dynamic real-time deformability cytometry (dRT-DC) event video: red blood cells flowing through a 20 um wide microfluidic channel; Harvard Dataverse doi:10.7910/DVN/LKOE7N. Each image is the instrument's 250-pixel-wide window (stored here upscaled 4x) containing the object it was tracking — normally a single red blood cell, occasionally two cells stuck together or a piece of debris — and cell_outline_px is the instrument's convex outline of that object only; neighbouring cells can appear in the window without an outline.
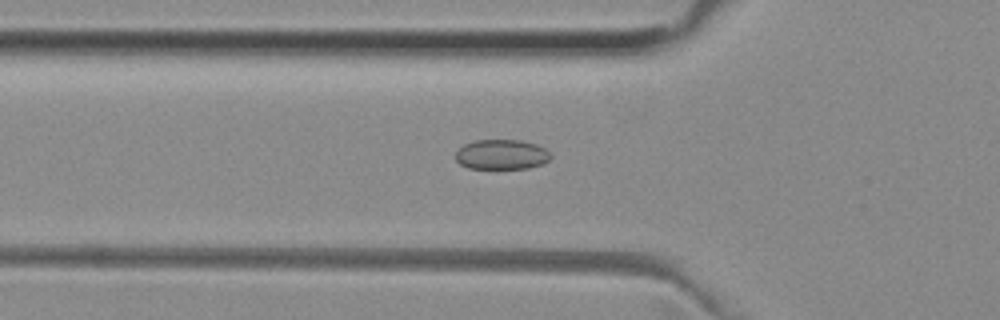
{"species": "common noctule bat (a hibernating species)", "species_latin": "Nyctalus noctula", "temperature_condition": "room temperature", "stored_images_in_passage": 46, "camera_frame_rate_fps": 3000, "um_per_image_px": 0.085, "animal": {"sex": "female", "body_mass_g": 29.2, "forearm_length_mm": 56.3}, "frame": {"image": 1, "passage_image": 17, "time_ms": 5.333, "image_size_px": [1000, 320], "cell_outline_px": [[552, 156], [548, 160], [540, 164], [528, 168], [468, 168], [460, 164], [456, 160], [456, 152], [464, 144], [476, 140], [520, 140], [536, 144], [544, 148]], "centroid_in_image_um": [42.62, 13.13], "position_along_channel_um": 83.2, "area_um2": 16.42}}
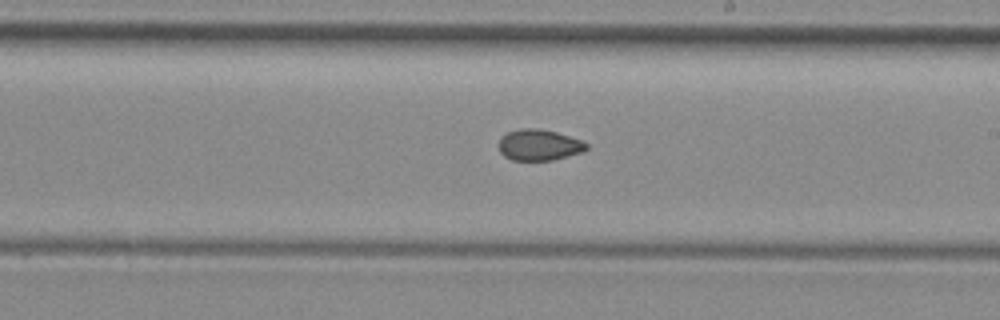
{"frame": {"image": 2, "passage_image": 29, "time_ms": 9.333, "image_size_px": [1000, 320], "cell_outline_px": [[588, 148], [584, 152], [552, 160], [512, 160], [504, 156], [500, 152], [500, 136], [508, 132], [520, 128], [540, 128], [556, 132], [580, 140], [588, 144]], "centroid_in_image_um": [45.82, 12.32], "position_along_channel_um": 243.2, "area_um2": 15.9}}
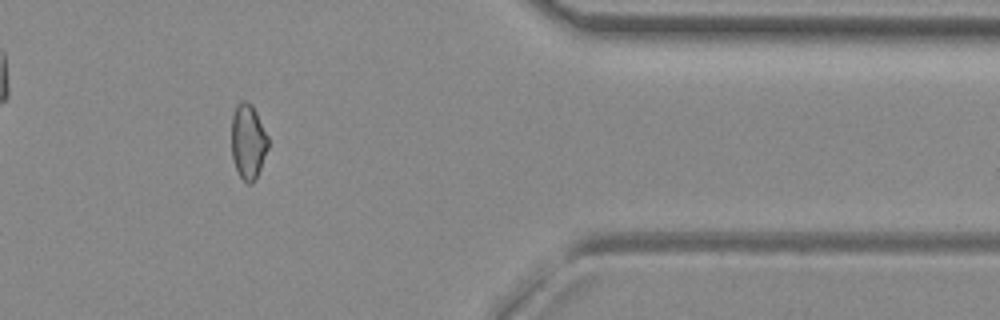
{"frame": {"image": 3, "passage_image": 42, "time_ms": 13.667, "image_size_px": [1000, 320], "cell_outline_px": [[268, 148], [260, 168], [252, 184], [248, 184], [240, 176], [236, 168], [232, 156], [232, 116], [236, 104], [240, 100], [244, 100], [252, 104], [268, 136]], "centroid_in_image_um": [21.08, 12.0], "position_along_channel_um": 390.3, "area_um2": 15.9}, "authors_computed_cell_mechanics": {"area_um2": 16.4441, "velocity_mm_per_s": 3.9808, "shape_relaxation_time_tau1_ms": null, "shape_relaxation_time_tau2_ms": 2.0545, "deformation_change_tau1": null, "deformation_change_tau2": 0.0481}}